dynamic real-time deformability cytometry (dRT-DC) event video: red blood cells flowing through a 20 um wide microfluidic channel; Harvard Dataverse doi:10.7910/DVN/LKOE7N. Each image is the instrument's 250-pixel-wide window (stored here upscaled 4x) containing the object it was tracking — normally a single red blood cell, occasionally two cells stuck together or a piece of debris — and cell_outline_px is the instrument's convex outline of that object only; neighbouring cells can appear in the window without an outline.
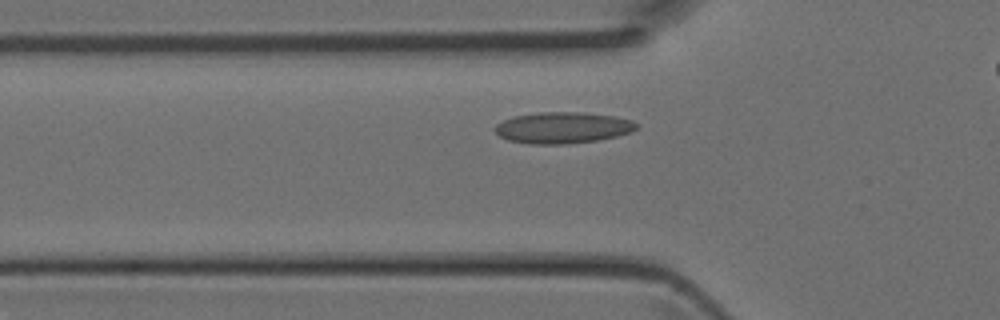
{"species": "Egyptian fruit bat (a non-hibernating species)", "species_latin": "Rousettus aegyptiacus", "temperature_condition": "room temperature", "stored_images_in_passage": 24, "camera_frame_rate_fps": 3000, "um_per_image_px": 0.085, "animal": {"sex": "female"}, "frame": {"image": 1, "passage_image": 2, "time_ms": 0.333, "image_size_px": [1000, 320], "cell_outline_px": [[636, 128], [632, 132], [600, 140], [568, 144], [532, 144], [508, 140], [500, 136], [492, 128], [496, 124], [512, 116], [540, 112], [584, 112], [612, 116], [632, 120], [636, 124]], "centroid_in_image_um": [47.81, 10.85], "position_along_channel_um": 78.0, "area_um2": 25.89}}
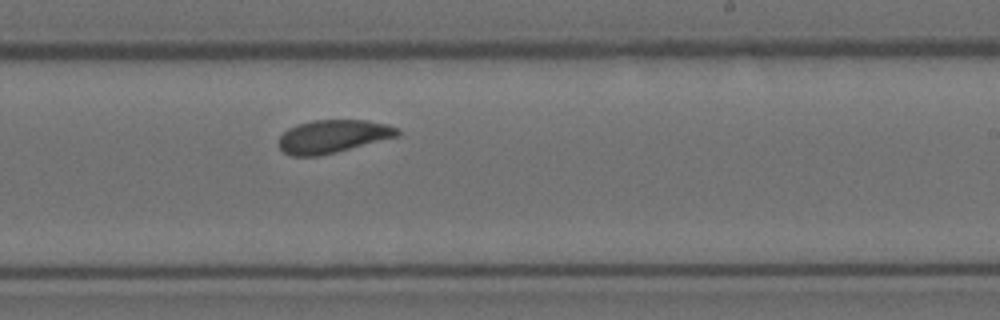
{"frame": {"image": 2, "passage_image": 14, "time_ms": 4.333, "image_size_px": [1000, 320], "cell_outline_px": [[400, 136], [336, 152], [316, 156], [292, 156], [284, 152], [280, 148], [280, 136], [288, 128], [296, 124], [312, 120], [368, 120], [388, 124], [400, 128]], "centroid_in_image_um": [28.34, 11.58], "position_along_channel_um": 260.7, "area_um2": 23.0}}
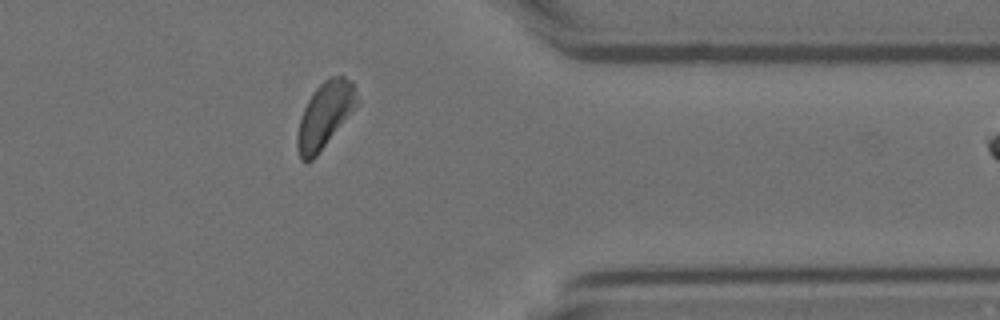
{"frame": {"image": 3, "passage_image": 23, "time_ms": 7.333, "image_size_px": [1000, 320], "cell_outline_px": [[360, 104], [316, 156], [312, 160], [304, 164], [300, 160], [296, 144], [296, 140], [300, 120], [304, 108], [308, 100], [316, 88], [324, 80], [332, 76], [344, 76], [352, 80]], "centroid_in_image_um": [27.63, 9.8], "position_along_channel_um": 383.8, "area_um2": 23.06}}